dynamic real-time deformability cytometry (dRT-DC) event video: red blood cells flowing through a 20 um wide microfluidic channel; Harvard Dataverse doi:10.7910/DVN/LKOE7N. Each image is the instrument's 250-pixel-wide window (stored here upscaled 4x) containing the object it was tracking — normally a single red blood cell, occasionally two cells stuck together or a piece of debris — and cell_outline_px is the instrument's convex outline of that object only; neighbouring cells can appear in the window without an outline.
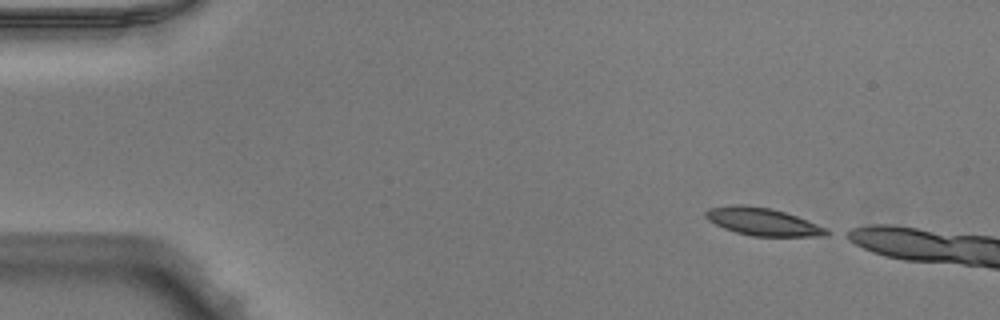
{"species": "Egyptian fruit bat (a non-hibernating species)", "species_latin": "Rousettus aegyptiacus", "temperature_condition": "warm", "stored_images_in_passage": 5, "camera_frame_rate_fps": 3000, "um_per_image_px": 0.085, "animal": {"sex": "male"}, "frame": {"image": 1, "passage_image": 1, "time_ms": 0.0, "image_size_px": [1000, 320], "cell_outline_px": [[832, 232], [828, 236], [752, 236], [736, 232], [724, 228], [708, 220], [704, 216], [704, 212], [708, 208], [736, 204], [740, 204], [772, 208], [796, 216], [816, 224]], "centroid_in_image_um": [64.8, 18.84], "position_along_channel_um": 20.2, "area_um2": 19.36}}